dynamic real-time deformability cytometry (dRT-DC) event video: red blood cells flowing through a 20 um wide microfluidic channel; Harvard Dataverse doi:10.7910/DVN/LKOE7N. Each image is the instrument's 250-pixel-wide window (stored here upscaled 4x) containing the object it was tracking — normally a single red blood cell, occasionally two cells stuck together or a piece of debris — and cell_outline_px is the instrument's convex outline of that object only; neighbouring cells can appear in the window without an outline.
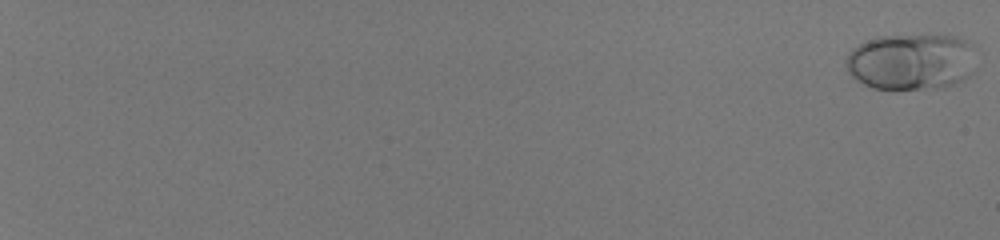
{"species": "human", "species_latin": "Homo sapiens", "temperature_condition": "room temperature", "stored_images_in_passage": 21, "camera_frame_rate_fps": 3000, "um_per_image_px": 0.085, "donor": {"sex": "male"}, "frame": {"image": 1, "passage_image": 1, "time_ms": 0.0, "image_size_px": [1000, 240], "cell_outline_px": [[972, 72], [964, 80], [944, 88], [872, 88], [856, 80], [848, 72], [848, 56], [852, 48], [876, 36], [956, 36], [964, 44]], "centroid_in_image_um": [77.33, 5.27], "position_along_channel_um": 7.7, "area_um2": 41.15}}
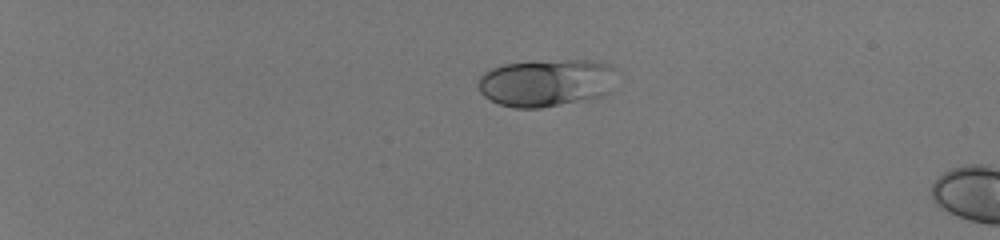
{"frame": {"image": 2, "passage_image": 17, "time_ms": 5.333, "image_size_px": [1000, 240], "cell_outline_px": [[612, 68], [608, 92], [600, 96], [540, 108], [512, 108], [500, 104], [484, 96], [480, 92], [476, 84], [480, 76], [484, 72], [492, 68], [504, 64], [568, 60], [584, 60], [608, 64]], "centroid_in_image_um": [46.31, 7.05], "position_along_channel_um": 38.7, "area_um2": 37.34}}